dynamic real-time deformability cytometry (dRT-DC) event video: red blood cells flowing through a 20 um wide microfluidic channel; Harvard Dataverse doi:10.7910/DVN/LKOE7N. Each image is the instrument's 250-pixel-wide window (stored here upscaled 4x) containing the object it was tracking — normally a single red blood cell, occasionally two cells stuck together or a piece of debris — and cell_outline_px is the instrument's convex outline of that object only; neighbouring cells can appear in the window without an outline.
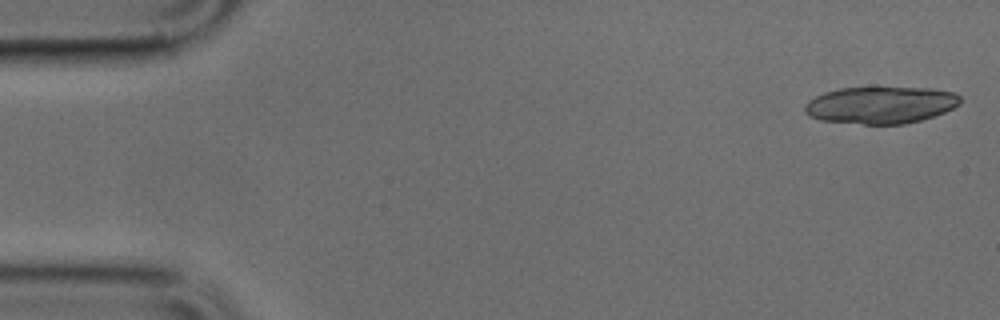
{"species": "common noctule bat (a hibernating species)", "species_latin": "Nyctalus noctula", "temperature_condition": "cold", "stored_images_in_passage": 15, "camera_frame_rate_fps": 3000, "um_per_image_px": 0.085, "animal": {"sex": "male", "body_mass_g": 17.9, "forearm_length_mm": 54.2}, "frame": {"image": 1, "passage_image": 1, "time_ms": 0.0, "image_size_px": [1000, 320], "cell_outline_px": [[960, 104], [944, 112], [920, 120], [904, 124], [864, 124], [820, 120], [808, 116], [804, 112], [804, 104], [808, 100], [824, 92], [840, 88], [932, 88], [956, 92], [960, 96]], "centroid_in_image_um": [74.83, 8.92], "position_along_channel_um": 10.2, "area_um2": 33.58}}